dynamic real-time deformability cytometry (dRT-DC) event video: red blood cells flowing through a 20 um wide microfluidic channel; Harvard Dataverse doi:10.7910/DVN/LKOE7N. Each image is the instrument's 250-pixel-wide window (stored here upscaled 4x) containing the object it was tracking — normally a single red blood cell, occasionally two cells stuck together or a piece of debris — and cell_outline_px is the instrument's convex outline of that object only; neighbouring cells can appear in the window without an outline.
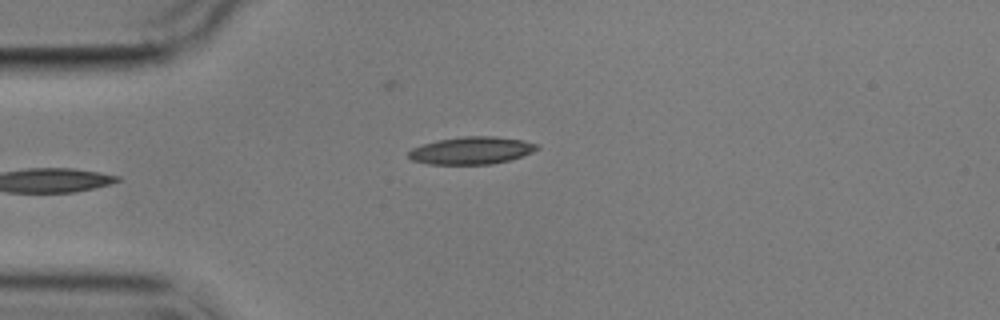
{"species": "common noctule bat (a hibernating species)", "species_latin": "Nyctalus noctula", "temperature_condition": "cold", "stored_images_in_passage": 5, "camera_frame_rate_fps": 3000, "um_per_image_px": 0.085, "animal": {"sex": "male", "body_mass_g": 17.9}, "frame": {"image": 1, "passage_image": 5, "time_ms": 4.667, "image_size_px": [1000, 320], "cell_outline_px": [[540, 148], [532, 152], [508, 160], [492, 164], [428, 164], [412, 160], [408, 156], [408, 152], [412, 148], [436, 140], [464, 136], [496, 136], [524, 140], [540, 144]], "centroid_in_image_um": [40.1, 12.78], "position_along_channel_um": 44.9, "area_um2": 20.58}}